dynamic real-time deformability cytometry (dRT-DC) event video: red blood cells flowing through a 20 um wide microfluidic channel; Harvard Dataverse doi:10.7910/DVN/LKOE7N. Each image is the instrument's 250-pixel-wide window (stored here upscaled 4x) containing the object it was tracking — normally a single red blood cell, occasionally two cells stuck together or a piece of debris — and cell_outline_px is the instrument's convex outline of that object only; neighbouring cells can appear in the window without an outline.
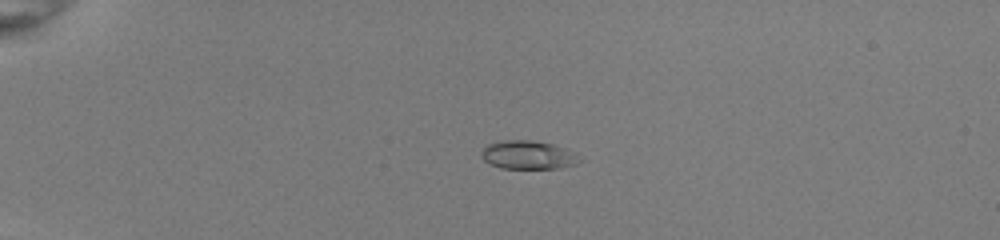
{"species": "common noctule bat (a hibernating species)", "species_latin": "Nyctalus noctula", "temperature_condition": "room temperature", "stored_images_in_passage": 41, "camera_frame_rate_fps": 3000, "um_per_image_px": 0.085, "animal": {"sex": "female", "body_mass_g": 22.0, "forearm_length_mm": 56.7}, "frame": {"image": 1, "passage_image": 3, "time_ms": 0.667, "image_size_px": [1000, 240], "cell_outline_px": [[580, 160], [576, 164], [560, 168], [500, 168], [488, 164], [480, 156], [480, 152], [488, 144], [508, 140], [532, 140], [552, 144], [568, 148], [576, 152]], "centroid_in_image_um": [44.89, 13.17], "position_along_channel_um": 40.1, "area_um2": 16.42}}
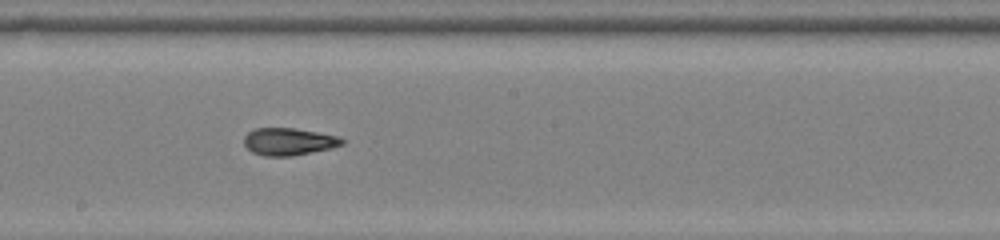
{"frame": {"image": 2, "passage_image": 21, "time_ms": 6.667, "image_size_px": [1000, 240], "cell_outline_px": [[344, 144], [332, 148], [292, 156], [264, 156], [252, 152], [244, 144], [244, 136], [248, 132], [256, 128], [292, 128], [340, 136], [344, 140]], "centroid_in_image_um": [24.55, 12.04], "position_along_channel_um": 223.7, "area_um2": 15.61}}
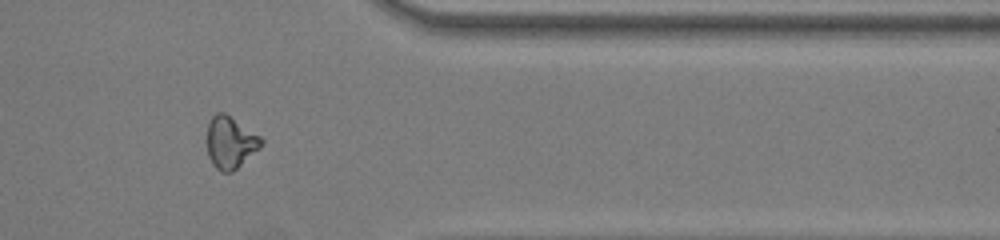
{"frame": {"image": 3, "passage_image": 34, "time_ms": 11.0, "image_size_px": [1000, 240], "cell_outline_px": [[264, 144], [260, 148], [232, 172], [224, 172], [216, 168], [212, 164], [208, 156], [208, 124], [212, 116], [216, 112], [224, 112], [260, 136], [264, 140]], "centroid_in_image_um": [19.59, 12.1], "position_along_channel_um": 391.8, "area_um2": 16.3}, "authors_computed_cell_mechanics": {"area_um2": 16.0684, "velocity_mm_per_s": 4.0366, "shape_relaxation_time_tau1_ms": 6.6704, "shape_relaxation_time_tau2_ms": 2.0532, "deformation_change_tau1": 0.2059, "deformation_change_tau2": 0.073}}